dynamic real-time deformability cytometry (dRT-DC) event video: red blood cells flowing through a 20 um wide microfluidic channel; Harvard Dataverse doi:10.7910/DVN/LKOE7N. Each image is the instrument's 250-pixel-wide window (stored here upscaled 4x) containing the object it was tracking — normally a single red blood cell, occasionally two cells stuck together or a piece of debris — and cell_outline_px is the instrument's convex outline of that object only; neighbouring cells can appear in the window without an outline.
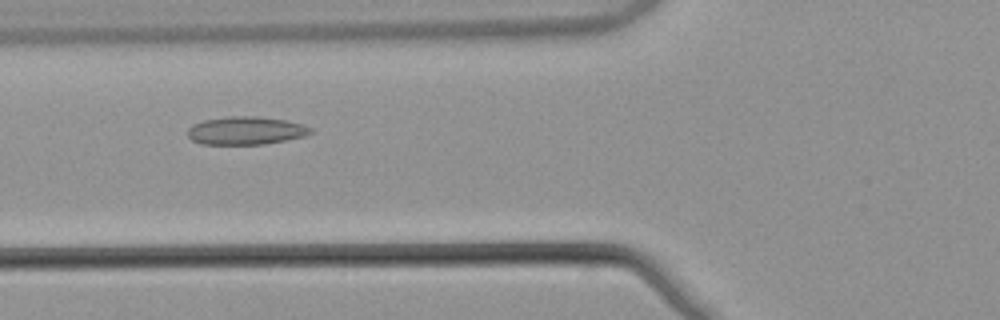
{"species": "common noctule bat (a hibernating species)", "species_latin": "Nyctalus noctula", "temperature_condition": "warm", "stored_images_in_passage": 15, "camera_frame_rate_fps": 3000, "um_per_image_px": 0.085, "animal": {"sex": "male", "body_mass_g": 21.5, "forearm_length_mm": 52.0}, "frame": {"image": 1, "passage_image": 3, "time_ms": 0.667, "image_size_px": [1000, 320], "cell_outline_px": [[312, 132], [304, 136], [264, 144], [200, 144], [192, 140], [188, 136], [188, 128], [192, 124], [204, 120], [228, 116], [256, 116], [284, 120], [300, 124], [312, 128]], "centroid_in_image_um": [20.85, 11.1], "position_along_channel_um": 105.0, "area_um2": 19.94}}